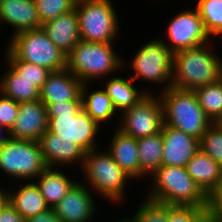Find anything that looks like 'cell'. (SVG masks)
Masks as SVG:
<instances>
[{"instance_id": "obj_1", "label": "cell", "mask_w": 222, "mask_h": 222, "mask_svg": "<svg viewBox=\"0 0 222 222\" xmlns=\"http://www.w3.org/2000/svg\"><path fill=\"white\" fill-rule=\"evenodd\" d=\"M222 60L205 44L173 53V87L195 91L222 78Z\"/></svg>"}, {"instance_id": "obj_2", "label": "cell", "mask_w": 222, "mask_h": 222, "mask_svg": "<svg viewBox=\"0 0 222 222\" xmlns=\"http://www.w3.org/2000/svg\"><path fill=\"white\" fill-rule=\"evenodd\" d=\"M48 131L72 141L85 152L96 150L99 125L82 109V101L54 102L47 106Z\"/></svg>"}, {"instance_id": "obj_3", "label": "cell", "mask_w": 222, "mask_h": 222, "mask_svg": "<svg viewBox=\"0 0 222 222\" xmlns=\"http://www.w3.org/2000/svg\"><path fill=\"white\" fill-rule=\"evenodd\" d=\"M151 200L172 206L208 208V196L188 174L186 167L161 166L152 173Z\"/></svg>"}, {"instance_id": "obj_4", "label": "cell", "mask_w": 222, "mask_h": 222, "mask_svg": "<svg viewBox=\"0 0 222 222\" xmlns=\"http://www.w3.org/2000/svg\"><path fill=\"white\" fill-rule=\"evenodd\" d=\"M162 93L164 124L200 140L213 122L201 108L196 93L173 86Z\"/></svg>"}, {"instance_id": "obj_5", "label": "cell", "mask_w": 222, "mask_h": 222, "mask_svg": "<svg viewBox=\"0 0 222 222\" xmlns=\"http://www.w3.org/2000/svg\"><path fill=\"white\" fill-rule=\"evenodd\" d=\"M122 61L113 52L112 43H94L80 40L67 55L66 68L83 83L119 70Z\"/></svg>"}, {"instance_id": "obj_6", "label": "cell", "mask_w": 222, "mask_h": 222, "mask_svg": "<svg viewBox=\"0 0 222 222\" xmlns=\"http://www.w3.org/2000/svg\"><path fill=\"white\" fill-rule=\"evenodd\" d=\"M8 52L16 59L39 65L52 72L66 69L67 56L42 28L13 35Z\"/></svg>"}, {"instance_id": "obj_7", "label": "cell", "mask_w": 222, "mask_h": 222, "mask_svg": "<svg viewBox=\"0 0 222 222\" xmlns=\"http://www.w3.org/2000/svg\"><path fill=\"white\" fill-rule=\"evenodd\" d=\"M80 38L86 42L112 43L117 36V17L110 0H77Z\"/></svg>"}, {"instance_id": "obj_8", "label": "cell", "mask_w": 222, "mask_h": 222, "mask_svg": "<svg viewBox=\"0 0 222 222\" xmlns=\"http://www.w3.org/2000/svg\"><path fill=\"white\" fill-rule=\"evenodd\" d=\"M0 168L14 178H38L47 168L40 143L10 138L0 147Z\"/></svg>"}, {"instance_id": "obj_9", "label": "cell", "mask_w": 222, "mask_h": 222, "mask_svg": "<svg viewBox=\"0 0 222 222\" xmlns=\"http://www.w3.org/2000/svg\"><path fill=\"white\" fill-rule=\"evenodd\" d=\"M91 150L85 153L83 167L91 187L112 201H118L123 196L126 179L130 177L118 166L112 156L105 152Z\"/></svg>"}, {"instance_id": "obj_10", "label": "cell", "mask_w": 222, "mask_h": 222, "mask_svg": "<svg viewBox=\"0 0 222 222\" xmlns=\"http://www.w3.org/2000/svg\"><path fill=\"white\" fill-rule=\"evenodd\" d=\"M133 59L131 62V67L135 71V76L131 77L133 80L141 77L155 83L170 81L166 89L172 86L173 52L164 41L152 40L148 42L138 50Z\"/></svg>"}, {"instance_id": "obj_11", "label": "cell", "mask_w": 222, "mask_h": 222, "mask_svg": "<svg viewBox=\"0 0 222 222\" xmlns=\"http://www.w3.org/2000/svg\"><path fill=\"white\" fill-rule=\"evenodd\" d=\"M123 123L119 127L124 134L139 139L162 131L164 112L161 97L147 94L136 105L123 113Z\"/></svg>"}, {"instance_id": "obj_12", "label": "cell", "mask_w": 222, "mask_h": 222, "mask_svg": "<svg viewBox=\"0 0 222 222\" xmlns=\"http://www.w3.org/2000/svg\"><path fill=\"white\" fill-rule=\"evenodd\" d=\"M168 39L173 45L166 46L173 52L206 44L210 36L203 25L197 9L185 10L174 17L167 29Z\"/></svg>"}, {"instance_id": "obj_13", "label": "cell", "mask_w": 222, "mask_h": 222, "mask_svg": "<svg viewBox=\"0 0 222 222\" xmlns=\"http://www.w3.org/2000/svg\"><path fill=\"white\" fill-rule=\"evenodd\" d=\"M47 130V107L40 100H36L20 103L17 118L9 135L13 139L39 142Z\"/></svg>"}, {"instance_id": "obj_14", "label": "cell", "mask_w": 222, "mask_h": 222, "mask_svg": "<svg viewBox=\"0 0 222 222\" xmlns=\"http://www.w3.org/2000/svg\"><path fill=\"white\" fill-rule=\"evenodd\" d=\"M162 166L186 167L191 158L200 150L199 139L174 129L166 124L162 128Z\"/></svg>"}, {"instance_id": "obj_15", "label": "cell", "mask_w": 222, "mask_h": 222, "mask_svg": "<svg viewBox=\"0 0 222 222\" xmlns=\"http://www.w3.org/2000/svg\"><path fill=\"white\" fill-rule=\"evenodd\" d=\"M83 82L67 68L52 72L39 91V100L47 107L54 102L82 101Z\"/></svg>"}, {"instance_id": "obj_16", "label": "cell", "mask_w": 222, "mask_h": 222, "mask_svg": "<svg viewBox=\"0 0 222 222\" xmlns=\"http://www.w3.org/2000/svg\"><path fill=\"white\" fill-rule=\"evenodd\" d=\"M94 207L88 188L77 182L53 210L61 222H88L93 217Z\"/></svg>"}, {"instance_id": "obj_17", "label": "cell", "mask_w": 222, "mask_h": 222, "mask_svg": "<svg viewBox=\"0 0 222 222\" xmlns=\"http://www.w3.org/2000/svg\"><path fill=\"white\" fill-rule=\"evenodd\" d=\"M0 20L15 27L13 35L42 26L34 0H0Z\"/></svg>"}, {"instance_id": "obj_18", "label": "cell", "mask_w": 222, "mask_h": 222, "mask_svg": "<svg viewBox=\"0 0 222 222\" xmlns=\"http://www.w3.org/2000/svg\"><path fill=\"white\" fill-rule=\"evenodd\" d=\"M41 28L66 56L81 40L76 9L45 22Z\"/></svg>"}, {"instance_id": "obj_19", "label": "cell", "mask_w": 222, "mask_h": 222, "mask_svg": "<svg viewBox=\"0 0 222 222\" xmlns=\"http://www.w3.org/2000/svg\"><path fill=\"white\" fill-rule=\"evenodd\" d=\"M43 159L47 167H55V164H68L74 160L85 157V151L72 141L61 140L57 135L48 130L40 138Z\"/></svg>"}, {"instance_id": "obj_20", "label": "cell", "mask_w": 222, "mask_h": 222, "mask_svg": "<svg viewBox=\"0 0 222 222\" xmlns=\"http://www.w3.org/2000/svg\"><path fill=\"white\" fill-rule=\"evenodd\" d=\"M137 139L117 129L108 153L130 178L140 177Z\"/></svg>"}, {"instance_id": "obj_21", "label": "cell", "mask_w": 222, "mask_h": 222, "mask_svg": "<svg viewBox=\"0 0 222 222\" xmlns=\"http://www.w3.org/2000/svg\"><path fill=\"white\" fill-rule=\"evenodd\" d=\"M191 178L208 196L222 180V166L199 150L187 163Z\"/></svg>"}, {"instance_id": "obj_22", "label": "cell", "mask_w": 222, "mask_h": 222, "mask_svg": "<svg viewBox=\"0 0 222 222\" xmlns=\"http://www.w3.org/2000/svg\"><path fill=\"white\" fill-rule=\"evenodd\" d=\"M8 201L25 220L50 209L35 183L26 184L15 194L8 193Z\"/></svg>"}, {"instance_id": "obj_23", "label": "cell", "mask_w": 222, "mask_h": 222, "mask_svg": "<svg viewBox=\"0 0 222 222\" xmlns=\"http://www.w3.org/2000/svg\"><path fill=\"white\" fill-rule=\"evenodd\" d=\"M38 179L40 180L36 185L49 208L52 209L77 183L70 181L63 173L52 170V167H47Z\"/></svg>"}, {"instance_id": "obj_24", "label": "cell", "mask_w": 222, "mask_h": 222, "mask_svg": "<svg viewBox=\"0 0 222 222\" xmlns=\"http://www.w3.org/2000/svg\"><path fill=\"white\" fill-rule=\"evenodd\" d=\"M1 79V95L13 99L17 103L39 100V89L27 79L21 77L11 66Z\"/></svg>"}, {"instance_id": "obj_25", "label": "cell", "mask_w": 222, "mask_h": 222, "mask_svg": "<svg viewBox=\"0 0 222 222\" xmlns=\"http://www.w3.org/2000/svg\"><path fill=\"white\" fill-rule=\"evenodd\" d=\"M132 81H134L132 78L126 80L120 77H114L108 80L104 90L111 98L116 110L126 111L148 94V92H138L137 89L133 87Z\"/></svg>"}, {"instance_id": "obj_26", "label": "cell", "mask_w": 222, "mask_h": 222, "mask_svg": "<svg viewBox=\"0 0 222 222\" xmlns=\"http://www.w3.org/2000/svg\"><path fill=\"white\" fill-rule=\"evenodd\" d=\"M140 176L152 174L162 166L163 137L158 134L137 139Z\"/></svg>"}, {"instance_id": "obj_27", "label": "cell", "mask_w": 222, "mask_h": 222, "mask_svg": "<svg viewBox=\"0 0 222 222\" xmlns=\"http://www.w3.org/2000/svg\"><path fill=\"white\" fill-rule=\"evenodd\" d=\"M87 83H83L81 89L82 109L92 118L97 124L100 121H105L110 118L115 108L111 98L105 90H97L86 97Z\"/></svg>"}, {"instance_id": "obj_28", "label": "cell", "mask_w": 222, "mask_h": 222, "mask_svg": "<svg viewBox=\"0 0 222 222\" xmlns=\"http://www.w3.org/2000/svg\"><path fill=\"white\" fill-rule=\"evenodd\" d=\"M204 113L213 123L222 116V78L194 91Z\"/></svg>"}, {"instance_id": "obj_29", "label": "cell", "mask_w": 222, "mask_h": 222, "mask_svg": "<svg viewBox=\"0 0 222 222\" xmlns=\"http://www.w3.org/2000/svg\"><path fill=\"white\" fill-rule=\"evenodd\" d=\"M196 9L209 35H222V0H198Z\"/></svg>"}, {"instance_id": "obj_30", "label": "cell", "mask_w": 222, "mask_h": 222, "mask_svg": "<svg viewBox=\"0 0 222 222\" xmlns=\"http://www.w3.org/2000/svg\"><path fill=\"white\" fill-rule=\"evenodd\" d=\"M9 65L24 79L34 82V85L40 90L44 85L48 76L52 73L51 70L41 67L36 64L24 62L14 58L9 52L6 55Z\"/></svg>"}, {"instance_id": "obj_31", "label": "cell", "mask_w": 222, "mask_h": 222, "mask_svg": "<svg viewBox=\"0 0 222 222\" xmlns=\"http://www.w3.org/2000/svg\"><path fill=\"white\" fill-rule=\"evenodd\" d=\"M41 24L75 9L77 0H34Z\"/></svg>"}, {"instance_id": "obj_32", "label": "cell", "mask_w": 222, "mask_h": 222, "mask_svg": "<svg viewBox=\"0 0 222 222\" xmlns=\"http://www.w3.org/2000/svg\"><path fill=\"white\" fill-rule=\"evenodd\" d=\"M200 150L222 166V126L212 123L199 140Z\"/></svg>"}, {"instance_id": "obj_33", "label": "cell", "mask_w": 222, "mask_h": 222, "mask_svg": "<svg viewBox=\"0 0 222 222\" xmlns=\"http://www.w3.org/2000/svg\"><path fill=\"white\" fill-rule=\"evenodd\" d=\"M125 222H168V204L147 198L132 217Z\"/></svg>"}, {"instance_id": "obj_34", "label": "cell", "mask_w": 222, "mask_h": 222, "mask_svg": "<svg viewBox=\"0 0 222 222\" xmlns=\"http://www.w3.org/2000/svg\"><path fill=\"white\" fill-rule=\"evenodd\" d=\"M168 222H209L208 209L168 205Z\"/></svg>"}, {"instance_id": "obj_35", "label": "cell", "mask_w": 222, "mask_h": 222, "mask_svg": "<svg viewBox=\"0 0 222 222\" xmlns=\"http://www.w3.org/2000/svg\"><path fill=\"white\" fill-rule=\"evenodd\" d=\"M20 103L5 96L0 97V125L6 127L9 131L13 127L19 112Z\"/></svg>"}, {"instance_id": "obj_36", "label": "cell", "mask_w": 222, "mask_h": 222, "mask_svg": "<svg viewBox=\"0 0 222 222\" xmlns=\"http://www.w3.org/2000/svg\"><path fill=\"white\" fill-rule=\"evenodd\" d=\"M209 222H222V180L208 195Z\"/></svg>"}, {"instance_id": "obj_37", "label": "cell", "mask_w": 222, "mask_h": 222, "mask_svg": "<svg viewBox=\"0 0 222 222\" xmlns=\"http://www.w3.org/2000/svg\"><path fill=\"white\" fill-rule=\"evenodd\" d=\"M0 222H26V220L7 201L0 209Z\"/></svg>"}, {"instance_id": "obj_38", "label": "cell", "mask_w": 222, "mask_h": 222, "mask_svg": "<svg viewBox=\"0 0 222 222\" xmlns=\"http://www.w3.org/2000/svg\"><path fill=\"white\" fill-rule=\"evenodd\" d=\"M26 222H61L52 208L30 217Z\"/></svg>"}, {"instance_id": "obj_39", "label": "cell", "mask_w": 222, "mask_h": 222, "mask_svg": "<svg viewBox=\"0 0 222 222\" xmlns=\"http://www.w3.org/2000/svg\"><path fill=\"white\" fill-rule=\"evenodd\" d=\"M8 201V193L5 194L2 190H0V209L5 205Z\"/></svg>"}, {"instance_id": "obj_40", "label": "cell", "mask_w": 222, "mask_h": 222, "mask_svg": "<svg viewBox=\"0 0 222 222\" xmlns=\"http://www.w3.org/2000/svg\"><path fill=\"white\" fill-rule=\"evenodd\" d=\"M2 128H4V130H6V132L8 133L7 135H9V130L6 128V127H4L3 125H0V131L2 130ZM10 139V136H8V137H3V136H1L0 135V147L5 143V142H7L8 140Z\"/></svg>"}, {"instance_id": "obj_41", "label": "cell", "mask_w": 222, "mask_h": 222, "mask_svg": "<svg viewBox=\"0 0 222 222\" xmlns=\"http://www.w3.org/2000/svg\"><path fill=\"white\" fill-rule=\"evenodd\" d=\"M218 125L222 126V116L220 117V119L216 122Z\"/></svg>"}]
</instances>
